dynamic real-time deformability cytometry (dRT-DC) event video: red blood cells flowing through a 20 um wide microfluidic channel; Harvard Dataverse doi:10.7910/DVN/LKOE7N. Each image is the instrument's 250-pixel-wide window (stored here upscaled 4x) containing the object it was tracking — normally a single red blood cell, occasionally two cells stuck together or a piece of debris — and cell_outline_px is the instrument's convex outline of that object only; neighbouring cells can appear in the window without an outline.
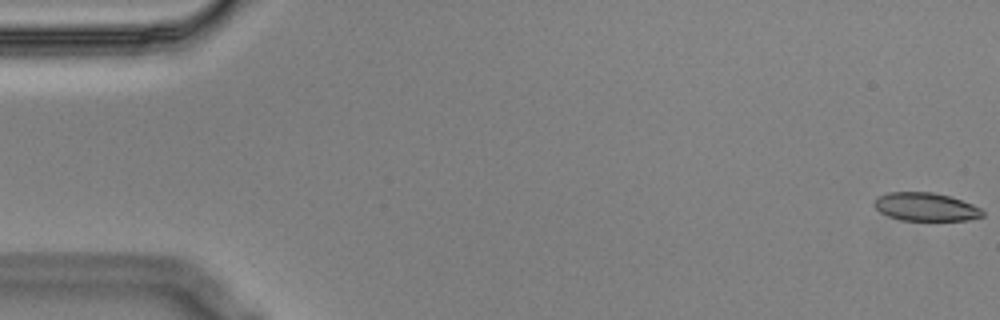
{"species": "Egyptian fruit bat (a non-hibernating species)", "species_latin": "Rousettus aegyptiacus", "temperature_condition": "cold", "stored_images_in_passage": 58, "segment_of_instrument_passage": [1, 2], "camera_frame_rate_fps": 3000, "um_per_image_px": 0.085, "animal": {"sex": "male"}, "frame": {"image": 1, "passage_image": 1, "time_ms": 0.0, "image_size_px": [1000, 320], "cell_outline_px": [[984, 216], [968, 220], [900, 220], [888, 216], [880, 212], [872, 204], [876, 196], [888, 192], [932, 192], [948, 196], [972, 204], [980, 208], [984, 212]], "centroid_in_image_um": [78.64, 17.58], "position_along_channel_um": 6.4, "area_um2": 17.86}}
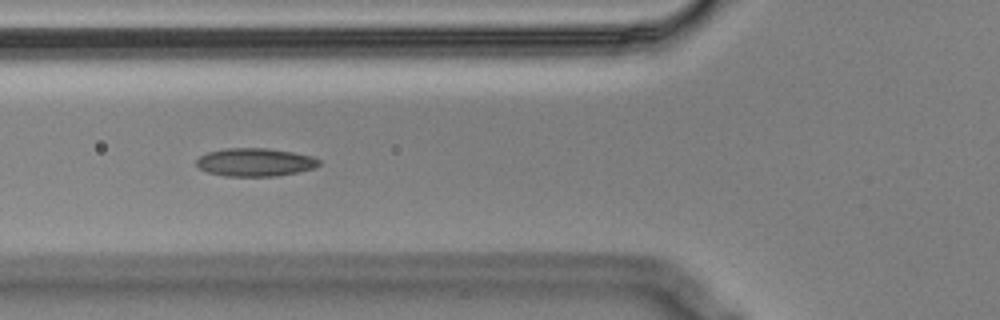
{"frame": {"image": 2, "passage_image": 21, "time_ms": 6.667, "image_size_px": [1000, 320], "cell_outline_px": [[320, 164], [312, 168], [296, 172], [276, 176], [224, 176], [208, 172], [200, 168], [196, 164], [196, 160], [200, 156], [208, 152], [224, 148], [268, 148], [292, 152], [312, 156], [320, 160]], "centroid_in_image_um": [21.66, 13.78], "position_along_channel_um": 104.1, "area_um2": 20.0}}
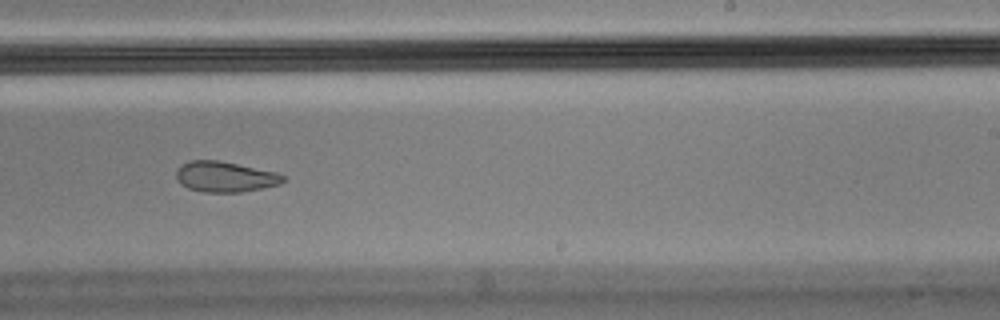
{"frame": {"image": 3, "passage_image": 35, "time_ms": 11.333, "image_size_px": [1000, 320], "cell_outline_px": [[288, 180], [280, 184], [240, 192], [204, 192], [188, 188], [180, 184], [176, 176], [176, 168], [180, 164], [188, 160], [220, 160], [276, 172], [288, 176]], "centroid_in_image_um": [19.13, 15.01], "position_along_channel_um": 269.9, "area_um2": 19.31}}